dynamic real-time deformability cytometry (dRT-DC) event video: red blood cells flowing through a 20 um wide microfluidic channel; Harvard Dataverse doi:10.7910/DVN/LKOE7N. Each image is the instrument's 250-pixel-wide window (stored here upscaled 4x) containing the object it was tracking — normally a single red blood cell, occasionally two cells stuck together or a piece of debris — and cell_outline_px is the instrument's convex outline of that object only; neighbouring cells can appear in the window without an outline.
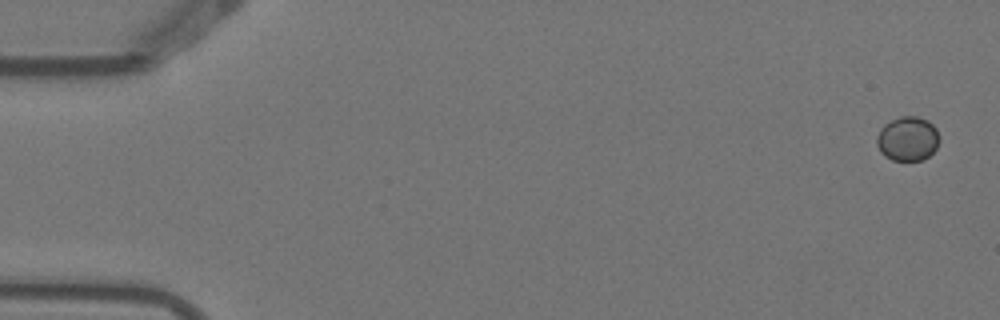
{"species": "Egyptian fruit bat (a non-hibernating species)", "species_latin": "Rousettus aegyptiacus", "temperature_condition": "warm", "stored_images_in_passage": 4, "camera_frame_rate_fps": 3000, "um_per_image_px": 0.085, "animal": {"sex": "female"}, "frame": {"image": 1, "passage_image": 1, "time_ms": 0.0, "image_size_px": [1000, 320], "cell_outline_px": [[940, 140], [936, 148], [924, 160], [892, 160], [884, 156], [880, 152], [876, 144], [876, 136], [880, 128], [884, 124], [900, 116], [916, 116], [928, 120], [936, 128]], "centroid_in_image_um": [77.13, 11.79], "position_along_channel_um": 7.9, "area_um2": 16.36}}
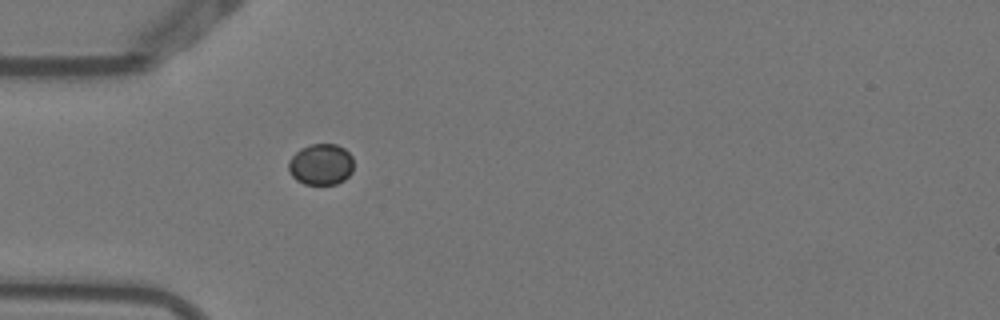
{"frame": {"image": 2, "passage_image": 4, "time_ms": 1.0, "image_size_px": [1000, 320], "cell_outline_px": [[352, 172], [344, 180], [336, 184], [304, 184], [296, 180], [288, 172], [288, 160], [300, 148], [312, 144], [336, 144], [344, 148], [352, 156]], "centroid_in_image_um": [27.26, 13.97], "position_along_channel_um": 57.7, "area_um2": 15.72}}